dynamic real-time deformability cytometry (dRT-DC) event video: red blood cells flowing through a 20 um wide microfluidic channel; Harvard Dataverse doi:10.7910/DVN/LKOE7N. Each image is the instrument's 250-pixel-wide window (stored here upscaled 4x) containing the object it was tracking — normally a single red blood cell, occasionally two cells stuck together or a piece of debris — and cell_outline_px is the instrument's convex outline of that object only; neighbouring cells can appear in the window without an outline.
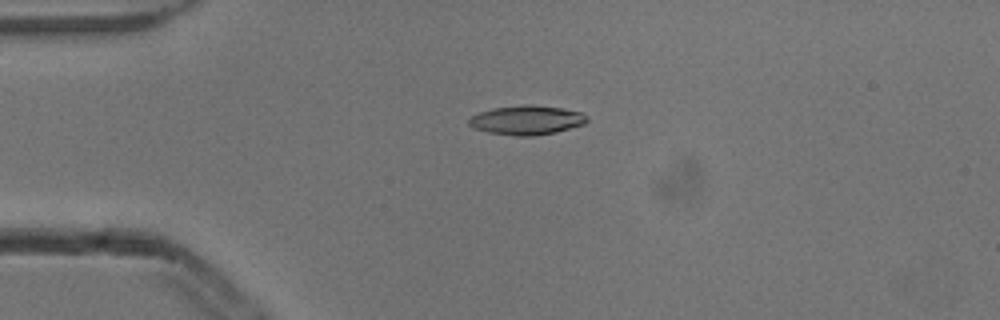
{"species": "common noctule bat (a hibernating species)", "species_latin": "Nyctalus noctula", "temperature_condition": "cold", "stored_images_in_passage": 4, "camera_frame_rate_fps": 3000, "um_per_image_px": 0.085, "animal": {"sex": "male", "body_mass_g": 13.3}, "frame": {"image": 1, "passage_image": 3, "time_ms": 0.667, "image_size_px": [1000, 320], "cell_outline_px": [[588, 120], [584, 124], [556, 132], [532, 136], [516, 136], [488, 132], [472, 128], [468, 124], [468, 120], [472, 116], [480, 112], [492, 108], [524, 104], [532, 104], [564, 108], [580, 112], [588, 116]], "centroid_in_image_um": [44.77, 10.2], "position_along_channel_um": 40.2, "area_um2": 20.29}}